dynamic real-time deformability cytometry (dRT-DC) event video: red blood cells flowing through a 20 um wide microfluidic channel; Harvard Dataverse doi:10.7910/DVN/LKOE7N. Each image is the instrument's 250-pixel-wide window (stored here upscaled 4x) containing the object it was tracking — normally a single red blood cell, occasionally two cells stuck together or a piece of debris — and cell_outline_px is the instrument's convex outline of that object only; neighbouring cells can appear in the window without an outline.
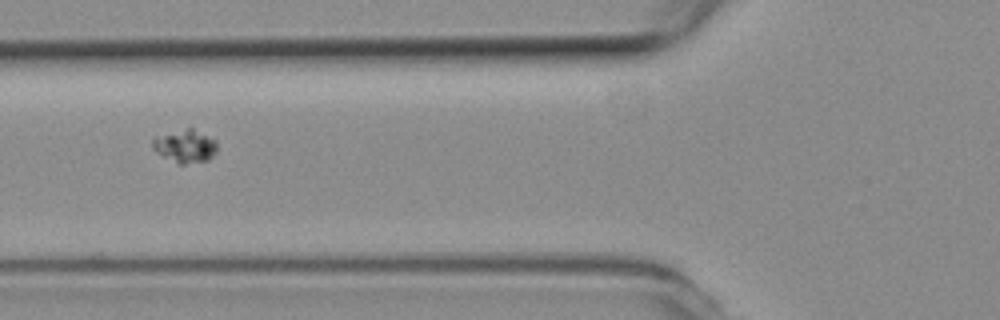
{"species": "common noctule bat (a hibernating species)", "species_latin": "Nyctalus noctula", "temperature_condition": "room temperature", "stored_images_in_passage": 50, "camera_frame_rate_fps": 3000, "um_per_image_px": 0.085, "animal": {"sex": "female", "body_mass_g": 19.3, "forearm_length_mm": 54.1}, "frame": {"image": 1, "passage_image": 15, "time_ms": 4.667, "image_size_px": [1000, 320], "cell_outline_px": [[216, 152], [208, 160], [184, 164], [180, 164], [164, 156], [152, 148], [152, 140], [156, 136], [188, 128], [192, 128], [216, 140]], "centroid_in_image_um": [15.75, 12.42], "position_along_channel_um": 110.1, "area_um2": 12.08}}
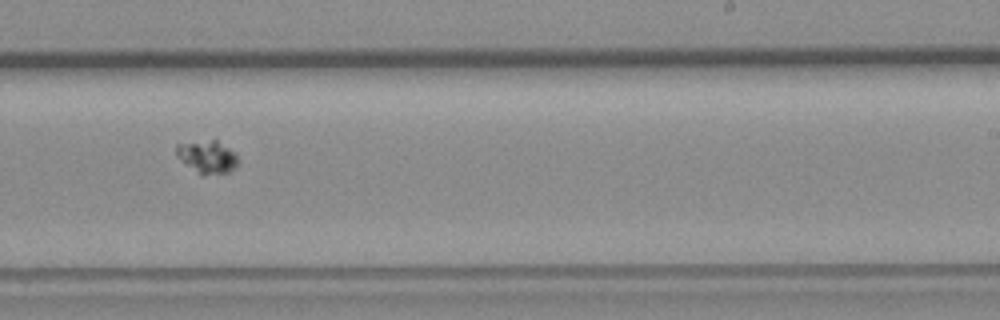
{"frame": {"image": 2, "passage_image": 28, "time_ms": 9.0, "image_size_px": [1000, 320], "cell_outline_px": [[240, 160], [236, 168], [228, 172], [204, 176], [200, 176], [184, 164], [176, 156], [176, 144], [212, 140], [216, 140], [228, 148]], "centroid_in_image_um": [17.6, 13.38], "position_along_channel_um": 271.4, "area_um2": 11.91}}
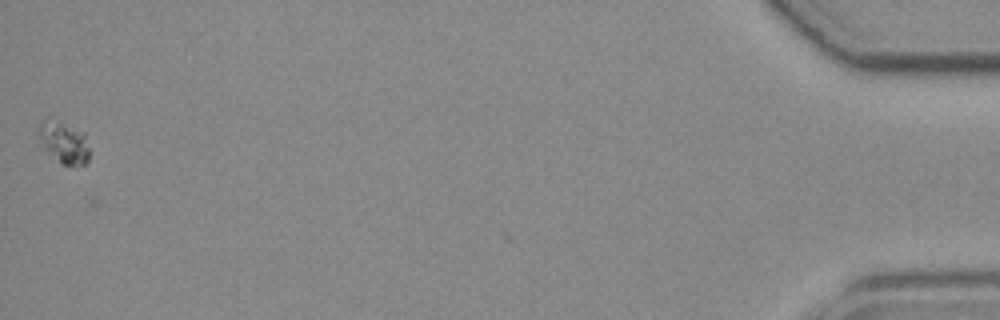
{"frame": {"image": 3, "passage_image": 49, "time_ms": 16.0, "image_size_px": [1000, 320], "cell_outline_px": [[88, 160], [84, 164], [60, 164], [44, 148], [36, 132], [40, 124], [48, 116], [84, 132], [88, 148]], "centroid_in_image_um": [5.39, 12.06], "position_along_channel_um": 429.8, "area_um2": 12.31}}